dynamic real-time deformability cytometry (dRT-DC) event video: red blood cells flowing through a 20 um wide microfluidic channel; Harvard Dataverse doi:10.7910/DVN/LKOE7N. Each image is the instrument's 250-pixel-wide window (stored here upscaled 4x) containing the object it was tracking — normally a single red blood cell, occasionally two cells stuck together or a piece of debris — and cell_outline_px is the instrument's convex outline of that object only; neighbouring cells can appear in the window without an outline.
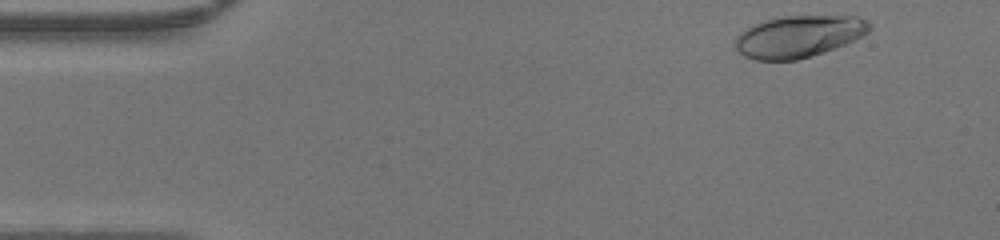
{"species": "human", "species_latin": "Homo sapiens", "temperature_condition": "warm", "stored_images_in_passage": 45, "camera_frame_rate_fps": 3000, "um_per_image_px": 0.085, "donor": {"sex": "male"}, "frame": {"image": 1, "passage_image": 2, "time_ms": 0.333, "image_size_px": [1000, 240], "cell_outline_px": [[872, 28], [868, 32], [844, 44], [824, 52], [796, 60], [756, 60], [744, 56], [736, 48], [736, 36], [740, 32], [752, 24], [764, 20], [784, 16], [856, 16], [868, 20]], "centroid_in_image_um": [67.87, 3.09], "position_along_channel_um": 17.1, "area_um2": 32.6}}
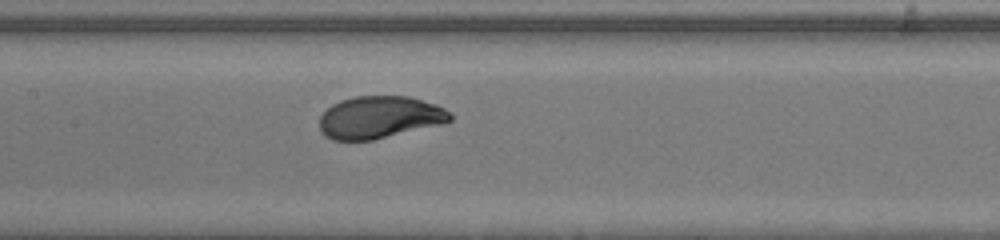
{"frame": {"image": 2, "passage_image": 20, "time_ms": 6.333, "image_size_px": [1000, 240], "cell_outline_px": [[452, 120], [444, 124], [372, 140], [332, 140], [324, 136], [320, 132], [320, 116], [332, 104], [340, 100], [356, 96], [408, 96], [436, 104], [444, 108], [452, 116]], "centroid_in_image_um": [32.26, 9.97], "position_along_channel_um": 175.1, "area_um2": 32.37}}
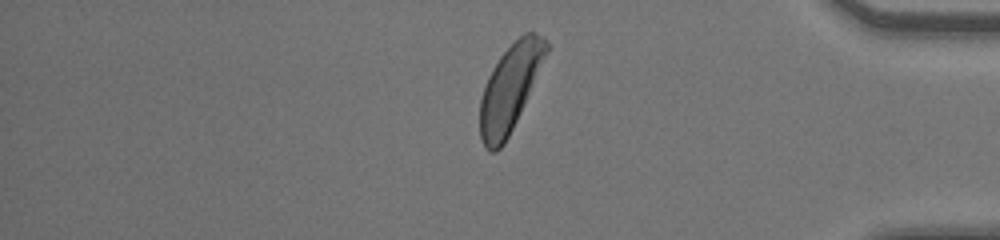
{"frame": {"image": 3, "passage_image": 37, "time_ms": 12.0, "image_size_px": [1000, 240], "cell_outline_px": [[552, 44], [516, 120], [504, 144], [496, 152], [492, 152], [484, 148], [480, 136], [480, 100], [488, 76], [492, 68], [500, 56], [524, 32], [536, 32], [544, 36]], "centroid_in_image_um": [43.36, 7.44], "position_along_channel_um": 391.8, "area_um2": 33.06}}